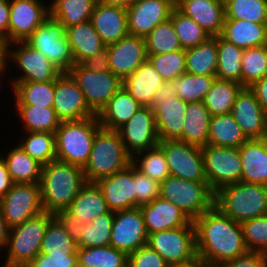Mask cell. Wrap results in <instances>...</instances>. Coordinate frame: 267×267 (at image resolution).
I'll use <instances>...</instances> for the list:
<instances>
[{"instance_id":"cell-1","label":"cell","mask_w":267,"mask_h":267,"mask_svg":"<svg viewBox=\"0 0 267 267\" xmlns=\"http://www.w3.org/2000/svg\"><path fill=\"white\" fill-rule=\"evenodd\" d=\"M198 260L209 266L236 259L249 252L241 223H237L213 206L194 221Z\"/></svg>"},{"instance_id":"cell-2","label":"cell","mask_w":267,"mask_h":267,"mask_svg":"<svg viewBox=\"0 0 267 267\" xmlns=\"http://www.w3.org/2000/svg\"><path fill=\"white\" fill-rule=\"evenodd\" d=\"M86 183L79 165L54 160L42 165L40 193L45 212L56 214L67 209Z\"/></svg>"},{"instance_id":"cell-3","label":"cell","mask_w":267,"mask_h":267,"mask_svg":"<svg viewBox=\"0 0 267 267\" xmlns=\"http://www.w3.org/2000/svg\"><path fill=\"white\" fill-rule=\"evenodd\" d=\"M214 206L237 223L267 214V185L238 182L215 192Z\"/></svg>"},{"instance_id":"cell-4","label":"cell","mask_w":267,"mask_h":267,"mask_svg":"<svg viewBox=\"0 0 267 267\" xmlns=\"http://www.w3.org/2000/svg\"><path fill=\"white\" fill-rule=\"evenodd\" d=\"M132 162L117 130L100 127L94 137L88 162L83 167L86 182L99 179L124 170Z\"/></svg>"},{"instance_id":"cell-5","label":"cell","mask_w":267,"mask_h":267,"mask_svg":"<svg viewBox=\"0 0 267 267\" xmlns=\"http://www.w3.org/2000/svg\"><path fill=\"white\" fill-rule=\"evenodd\" d=\"M100 127L97 116L60 122L55 132L56 160L83 168L88 162L94 137Z\"/></svg>"},{"instance_id":"cell-6","label":"cell","mask_w":267,"mask_h":267,"mask_svg":"<svg viewBox=\"0 0 267 267\" xmlns=\"http://www.w3.org/2000/svg\"><path fill=\"white\" fill-rule=\"evenodd\" d=\"M55 216L43 211L10 228L4 267H26L39 253L49 221Z\"/></svg>"},{"instance_id":"cell-7","label":"cell","mask_w":267,"mask_h":267,"mask_svg":"<svg viewBox=\"0 0 267 267\" xmlns=\"http://www.w3.org/2000/svg\"><path fill=\"white\" fill-rule=\"evenodd\" d=\"M159 196L175 204L194 221L214 206L215 193L208 182H195L169 175L160 183Z\"/></svg>"},{"instance_id":"cell-8","label":"cell","mask_w":267,"mask_h":267,"mask_svg":"<svg viewBox=\"0 0 267 267\" xmlns=\"http://www.w3.org/2000/svg\"><path fill=\"white\" fill-rule=\"evenodd\" d=\"M147 245L170 267H182L198 260L193 221L188 226L149 234Z\"/></svg>"},{"instance_id":"cell-9","label":"cell","mask_w":267,"mask_h":267,"mask_svg":"<svg viewBox=\"0 0 267 267\" xmlns=\"http://www.w3.org/2000/svg\"><path fill=\"white\" fill-rule=\"evenodd\" d=\"M25 42L46 56L62 73H67L75 64L70 44L65 36V27L51 15Z\"/></svg>"},{"instance_id":"cell-10","label":"cell","mask_w":267,"mask_h":267,"mask_svg":"<svg viewBox=\"0 0 267 267\" xmlns=\"http://www.w3.org/2000/svg\"><path fill=\"white\" fill-rule=\"evenodd\" d=\"M201 150L205 177L214 193L226 185L241 181L242 164L239 148L207 144Z\"/></svg>"},{"instance_id":"cell-11","label":"cell","mask_w":267,"mask_h":267,"mask_svg":"<svg viewBox=\"0 0 267 267\" xmlns=\"http://www.w3.org/2000/svg\"><path fill=\"white\" fill-rule=\"evenodd\" d=\"M10 61L23 74L17 78L14 77L12 82L55 81L62 73L46 56L25 41L6 45V67H9Z\"/></svg>"},{"instance_id":"cell-12","label":"cell","mask_w":267,"mask_h":267,"mask_svg":"<svg viewBox=\"0 0 267 267\" xmlns=\"http://www.w3.org/2000/svg\"><path fill=\"white\" fill-rule=\"evenodd\" d=\"M67 73L76 82L89 108L96 115L122 86V81L110 70L93 71L81 64H74Z\"/></svg>"},{"instance_id":"cell-13","label":"cell","mask_w":267,"mask_h":267,"mask_svg":"<svg viewBox=\"0 0 267 267\" xmlns=\"http://www.w3.org/2000/svg\"><path fill=\"white\" fill-rule=\"evenodd\" d=\"M0 210L9 228L42 213L40 183H14L0 199Z\"/></svg>"},{"instance_id":"cell-14","label":"cell","mask_w":267,"mask_h":267,"mask_svg":"<svg viewBox=\"0 0 267 267\" xmlns=\"http://www.w3.org/2000/svg\"><path fill=\"white\" fill-rule=\"evenodd\" d=\"M171 176L195 182H207L201 147L180 140L159 141Z\"/></svg>"},{"instance_id":"cell-15","label":"cell","mask_w":267,"mask_h":267,"mask_svg":"<svg viewBox=\"0 0 267 267\" xmlns=\"http://www.w3.org/2000/svg\"><path fill=\"white\" fill-rule=\"evenodd\" d=\"M117 132L131 156L159 144L154 110L149 106L140 107Z\"/></svg>"},{"instance_id":"cell-16","label":"cell","mask_w":267,"mask_h":267,"mask_svg":"<svg viewBox=\"0 0 267 267\" xmlns=\"http://www.w3.org/2000/svg\"><path fill=\"white\" fill-rule=\"evenodd\" d=\"M148 235L139 207L114 212L110 245L127 255L146 246Z\"/></svg>"},{"instance_id":"cell-17","label":"cell","mask_w":267,"mask_h":267,"mask_svg":"<svg viewBox=\"0 0 267 267\" xmlns=\"http://www.w3.org/2000/svg\"><path fill=\"white\" fill-rule=\"evenodd\" d=\"M9 8L8 44L25 41L50 15L41 0H9Z\"/></svg>"},{"instance_id":"cell-18","label":"cell","mask_w":267,"mask_h":267,"mask_svg":"<svg viewBox=\"0 0 267 267\" xmlns=\"http://www.w3.org/2000/svg\"><path fill=\"white\" fill-rule=\"evenodd\" d=\"M52 107L61 122L96 116L86 103L82 91L68 73H61L54 81Z\"/></svg>"},{"instance_id":"cell-19","label":"cell","mask_w":267,"mask_h":267,"mask_svg":"<svg viewBox=\"0 0 267 267\" xmlns=\"http://www.w3.org/2000/svg\"><path fill=\"white\" fill-rule=\"evenodd\" d=\"M175 0H136L127 8L129 35L145 38L158 24L170 19Z\"/></svg>"},{"instance_id":"cell-20","label":"cell","mask_w":267,"mask_h":267,"mask_svg":"<svg viewBox=\"0 0 267 267\" xmlns=\"http://www.w3.org/2000/svg\"><path fill=\"white\" fill-rule=\"evenodd\" d=\"M109 70L121 81L125 80L138 67L148 60L145 39L127 35L118 42L106 45Z\"/></svg>"},{"instance_id":"cell-21","label":"cell","mask_w":267,"mask_h":267,"mask_svg":"<svg viewBox=\"0 0 267 267\" xmlns=\"http://www.w3.org/2000/svg\"><path fill=\"white\" fill-rule=\"evenodd\" d=\"M231 114L248 139L267 138V113L249 87L237 94Z\"/></svg>"},{"instance_id":"cell-22","label":"cell","mask_w":267,"mask_h":267,"mask_svg":"<svg viewBox=\"0 0 267 267\" xmlns=\"http://www.w3.org/2000/svg\"><path fill=\"white\" fill-rule=\"evenodd\" d=\"M107 208L112 212L136 208L135 167L130 164L124 170L99 179Z\"/></svg>"},{"instance_id":"cell-23","label":"cell","mask_w":267,"mask_h":267,"mask_svg":"<svg viewBox=\"0 0 267 267\" xmlns=\"http://www.w3.org/2000/svg\"><path fill=\"white\" fill-rule=\"evenodd\" d=\"M150 107L154 110L159 141H182L187 103L176 95L174 97L153 98Z\"/></svg>"},{"instance_id":"cell-24","label":"cell","mask_w":267,"mask_h":267,"mask_svg":"<svg viewBox=\"0 0 267 267\" xmlns=\"http://www.w3.org/2000/svg\"><path fill=\"white\" fill-rule=\"evenodd\" d=\"M139 208L143 215L147 235L188 226L192 222L180 208L160 196Z\"/></svg>"},{"instance_id":"cell-25","label":"cell","mask_w":267,"mask_h":267,"mask_svg":"<svg viewBox=\"0 0 267 267\" xmlns=\"http://www.w3.org/2000/svg\"><path fill=\"white\" fill-rule=\"evenodd\" d=\"M90 21L106 45L118 42L129 35L126 8L108 5L98 0Z\"/></svg>"},{"instance_id":"cell-26","label":"cell","mask_w":267,"mask_h":267,"mask_svg":"<svg viewBox=\"0 0 267 267\" xmlns=\"http://www.w3.org/2000/svg\"><path fill=\"white\" fill-rule=\"evenodd\" d=\"M175 7L210 36L220 35L225 21L224 0H176Z\"/></svg>"},{"instance_id":"cell-27","label":"cell","mask_w":267,"mask_h":267,"mask_svg":"<svg viewBox=\"0 0 267 267\" xmlns=\"http://www.w3.org/2000/svg\"><path fill=\"white\" fill-rule=\"evenodd\" d=\"M241 182L267 185V138L248 139L239 147Z\"/></svg>"},{"instance_id":"cell-28","label":"cell","mask_w":267,"mask_h":267,"mask_svg":"<svg viewBox=\"0 0 267 267\" xmlns=\"http://www.w3.org/2000/svg\"><path fill=\"white\" fill-rule=\"evenodd\" d=\"M164 82L161 75L147 60L122 81V86L140 105L150 107L155 93Z\"/></svg>"},{"instance_id":"cell-29","label":"cell","mask_w":267,"mask_h":267,"mask_svg":"<svg viewBox=\"0 0 267 267\" xmlns=\"http://www.w3.org/2000/svg\"><path fill=\"white\" fill-rule=\"evenodd\" d=\"M220 36L244 49L267 45V24L225 19Z\"/></svg>"},{"instance_id":"cell-30","label":"cell","mask_w":267,"mask_h":267,"mask_svg":"<svg viewBox=\"0 0 267 267\" xmlns=\"http://www.w3.org/2000/svg\"><path fill=\"white\" fill-rule=\"evenodd\" d=\"M65 36L70 44L75 64H81L106 48V44L101 40L90 20L67 27Z\"/></svg>"},{"instance_id":"cell-31","label":"cell","mask_w":267,"mask_h":267,"mask_svg":"<svg viewBox=\"0 0 267 267\" xmlns=\"http://www.w3.org/2000/svg\"><path fill=\"white\" fill-rule=\"evenodd\" d=\"M142 107L129 93L121 88L109 99L96 115L101 127L117 130Z\"/></svg>"},{"instance_id":"cell-32","label":"cell","mask_w":267,"mask_h":267,"mask_svg":"<svg viewBox=\"0 0 267 267\" xmlns=\"http://www.w3.org/2000/svg\"><path fill=\"white\" fill-rule=\"evenodd\" d=\"M67 210L83 224L109 211L102 190L96 182H86Z\"/></svg>"},{"instance_id":"cell-33","label":"cell","mask_w":267,"mask_h":267,"mask_svg":"<svg viewBox=\"0 0 267 267\" xmlns=\"http://www.w3.org/2000/svg\"><path fill=\"white\" fill-rule=\"evenodd\" d=\"M211 115L203 101L187 103L182 141L198 147L208 144Z\"/></svg>"},{"instance_id":"cell-34","label":"cell","mask_w":267,"mask_h":267,"mask_svg":"<svg viewBox=\"0 0 267 267\" xmlns=\"http://www.w3.org/2000/svg\"><path fill=\"white\" fill-rule=\"evenodd\" d=\"M248 140L231 113L211 116L208 144L226 148H239Z\"/></svg>"},{"instance_id":"cell-35","label":"cell","mask_w":267,"mask_h":267,"mask_svg":"<svg viewBox=\"0 0 267 267\" xmlns=\"http://www.w3.org/2000/svg\"><path fill=\"white\" fill-rule=\"evenodd\" d=\"M217 36H211L199 45L185 49L186 73L216 75Z\"/></svg>"},{"instance_id":"cell-36","label":"cell","mask_w":267,"mask_h":267,"mask_svg":"<svg viewBox=\"0 0 267 267\" xmlns=\"http://www.w3.org/2000/svg\"><path fill=\"white\" fill-rule=\"evenodd\" d=\"M2 159L14 183H40L42 164L24 152L17 144ZM6 156V157H5Z\"/></svg>"},{"instance_id":"cell-37","label":"cell","mask_w":267,"mask_h":267,"mask_svg":"<svg viewBox=\"0 0 267 267\" xmlns=\"http://www.w3.org/2000/svg\"><path fill=\"white\" fill-rule=\"evenodd\" d=\"M22 119L23 130L26 132H49L55 133L60 125L53 107H44L40 105H14L13 106Z\"/></svg>"},{"instance_id":"cell-38","label":"cell","mask_w":267,"mask_h":267,"mask_svg":"<svg viewBox=\"0 0 267 267\" xmlns=\"http://www.w3.org/2000/svg\"><path fill=\"white\" fill-rule=\"evenodd\" d=\"M98 0H53L47 6L50 15L65 27L87 22L91 19Z\"/></svg>"},{"instance_id":"cell-39","label":"cell","mask_w":267,"mask_h":267,"mask_svg":"<svg viewBox=\"0 0 267 267\" xmlns=\"http://www.w3.org/2000/svg\"><path fill=\"white\" fill-rule=\"evenodd\" d=\"M217 70L216 78L233 81L242 85L243 49L217 35Z\"/></svg>"},{"instance_id":"cell-40","label":"cell","mask_w":267,"mask_h":267,"mask_svg":"<svg viewBox=\"0 0 267 267\" xmlns=\"http://www.w3.org/2000/svg\"><path fill=\"white\" fill-rule=\"evenodd\" d=\"M243 86L237 82L215 79L203 102L211 116L229 114Z\"/></svg>"},{"instance_id":"cell-41","label":"cell","mask_w":267,"mask_h":267,"mask_svg":"<svg viewBox=\"0 0 267 267\" xmlns=\"http://www.w3.org/2000/svg\"><path fill=\"white\" fill-rule=\"evenodd\" d=\"M15 103L13 105H40L52 107L54 103V81L12 82Z\"/></svg>"},{"instance_id":"cell-42","label":"cell","mask_w":267,"mask_h":267,"mask_svg":"<svg viewBox=\"0 0 267 267\" xmlns=\"http://www.w3.org/2000/svg\"><path fill=\"white\" fill-rule=\"evenodd\" d=\"M79 267H127L128 255L111 245L77 249Z\"/></svg>"},{"instance_id":"cell-43","label":"cell","mask_w":267,"mask_h":267,"mask_svg":"<svg viewBox=\"0 0 267 267\" xmlns=\"http://www.w3.org/2000/svg\"><path fill=\"white\" fill-rule=\"evenodd\" d=\"M77 243L69 236L63 224L54 216L46 228L40 253L52 255L77 254Z\"/></svg>"},{"instance_id":"cell-44","label":"cell","mask_w":267,"mask_h":267,"mask_svg":"<svg viewBox=\"0 0 267 267\" xmlns=\"http://www.w3.org/2000/svg\"><path fill=\"white\" fill-rule=\"evenodd\" d=\"M131 164L158 183L170 175L164 151L158 145L134 154Z\"/></svg>"},{"instance_id":"cell-45","label":"cell","mask_w":267,"mask_h":267,"mask_svg":"<svg viewBox=\"0 0 267 267\" xmlns=\"http://www.w3.org/2000/svg\"><path fill=\"white\" fill-rule=\"evenodd\" d=\"M25 135L18 143L24 152L42 165L56 160L55 133L37 131Z\"/></svg>"},{"instance_id":"cell-46","label":"cell","mask_w":267,"mask_h":267,"mask_svg":"<svg viewBox=\"0 0 267 267\" xmlns=\"http://www.w3.org/2000/svg\"><path fill=\"white\" fill-rule=\"evenodd\" d=\"M114 212L99 215L90 223L84 224L78 248L105 247L110 245Z\"/></svg>"},{"instance_id":"cell-47","label":"cell","mask_w":267,"mask_h":267,"mask_svg":"<svg viewBox=\"0 0 267 267\" xmlns=\"http://www.w3.org/2000/svg\"><path fill=\"white\" fill-rule=\"evenodd\" d=\"M225 19L267 24V0H224Z\"/></svg>"},{"instance_id":"cell-48","label":"cell","mask_w":267,"mask_h":267,"mask_svg":"<svg viewBox=\"0 0 267 267\" xmlns=\"http://www.w3.org/2000/svg\"><path fill=\"white\" fill-rule=\"evenodd\" d=\"M170 20L180 40L182 49H189L206 41L210 34L197 24L192 18L187 17L176 7L172 10Z\"/></svg>"},{"instance_id":"cell-49","label":"cell","mask_w":267,"mask_h":267,"mask_svg":"<svg viewBox=\"0 0 267 267\" xmlns=\"http://www.w3.org/2000/svg\"><path fill=\"white\" fill-rule=\"evenodd\" d=\"M215 79L216 75L184 73L173 80L178 87L176 95L186 103L203 101Z\"/></svg>"},{"instance_id":"cell-50","label":"cell","mask_w":267,"mask_h":267,"mask_svg":"<svg viewBox=\"0 0 267 267\" xmlns=\"http://www.w3.org/2000/svg\"><path fill=\"white\" fill-rule=\"evenodd\" d=\"M144 39L148 55H158L182 49L170 19L158 24Z\"/></svg>"},{"instance_id":"cell-51","label":"cell","mask_w":267,"mask_h":267,"mask_svg":"<svg viewBox=\"0 0 267 267\" xmlns=\"http://www.w3.org/2000/svg\"><path fill=\"white\" fill-rule=\"evenodd\" d=\"M242 86L250 87L267 75V45L243 50Z\"/></svg>"},{"instance_id":"cell-52","label":"cell","mask_w":267,"mask_h":267,"mask_svg":"<svg viewBox=\"0 0 267 267\" xmlns=\"http://www.w3.org/2000/svg\"><path fill=\"white\" fill-rule=\"evenodd\" d=\"M148 61L164 81H173L186 73L185 49L158 55H148Z\"/></svg>"},{"instance_id":"cell-53","label":"cell","mask_w":267,"mask_h":267,"mask_svg":"<svg viewBox=\"0 0 267 267\" xmlns=\"http://www.w3.org/2000/svg\"><path fill=\"white\" fill-rule=\"evenodd\" d=\"M241 226L248 250L267 254V214L244 221Z\"/></svg>"},{"instance_id":"cell-54","label":"cell","mask_w":267,"mask_h":267,"mask_svg":"<svg viewBox=\"0 0 267 267\" xmlns=\"http://www.w3.org/2000/svg\"><path fill=\"white\" fill-rule=\"evenodd\" d=\"M160 183L135 168L136 207L151 203L159 196Z\"/></svg>"},{"instance_id":"cell-55","label":"cell","mask_w":267,"mask_h":267,"mask_svg":"<svg viewBox=\"0 0 267 267\" xmlns=\"http://www.w3.org/2000/svg\"><path fill=\"white\" fill-rule=\"evenodd\" d=\"M127 267H170L166 261L148 245L128 255Z\"/></svg>"},{"instance_id":"cell-56","label":"cell","mask_w":267,"mask_h":267,"mask_svg":"<svg viewBox=\"0 0 267 267\" xmlns=\"http://www.w3.org/2000/svg\"><path fill=\"white\" fill-rule=\"evenodd\" d=\"M26 267H79L77 254L52 255L39 253Z\"/></svg>"},{"instance_id":"cell-57","label":"cell","mask_w":267,"mask_h":267,"mask_svg":"<svg viewBox=\"0 0 267 267\" xmlns=\"http://www.w3.org/2000/svg\"><path fill=\"white\" fill-rule=\"evenodd\" d=\"M218 267H267V254L249 251L247 254L224 262Z\"/></svg>"},{"instance_id":"cell-58","label":"cell","mask_w":267,"mask_h":267,"mask_svg":"<svg viewBox=\"0 0 267 267\" xmlns=\"http://www.w3.org/2000/svg\"><path fill=\"white\" fill-rule=\"evenodd\" d=\"M55 216L63 224L69 236L78 243L81 240V231L84 229V224L67 209L58 211Z\"/></svg>"},{"instance_id":"cell-59","label":"cell","mask_w":267,"mask_h":267,"mask_svg":"<svg viewBox=\"0 0 267 267\" xmlns=\"http://www.w3.org/2000/svg\"><path fill=\"white\" fill-rule=\"evenodd\" d=\"M87 70L93 71H107L109 70L107 47L97 54L89 57L81 63Z\"/></svg>"},{"instance_id":"cell-60","label":"cell","mask_w":267,"mask_h":267,"mask_svg":"<svg viewBox=\"0 0 267 267\" xmlns=\"http://www.w3.org/2000/svg\"><path fill=\"white\" fill-rule=\"evenodd\" d=\"M9 0H0V37L8 44Z\"/></svg>"},{"instance_id":"cell-61","label":"cell","mask_w":267,"mask_h":267,"mask_svg":"<svg viewBox=\"0 0 267 267\" xmlns=\"http://www.w3.org/2000/svg\"><path fill=\"white\" fill-rule=\"evenodd\" d=\"M249 88L255 93L256 99L267 113V75L256 81Z\"/></svg>"},{"instance_id":"cell-62","label":"cell","mask_w":267,"mask_h":267,"mask_svg":"<svg viewBox=\"0 0 267 267\" xmlns=\"http://www.w3.org/2000/svg\"><path fill=\"white\" fill-rule=\"evenodd\" d=\"M0 154V199L11 189L14 182L8 172L7 165Z\"/></svg>"},{"instance_id":"cell-63","label":"cell","mask_w":267,"mask_h":267,"mask_svg":"<svg viewBox=\"0 0 267 267\" xmlns=\"http://www.w3.org/2000/svg\"><path fill=\"white\" fill-rule=\"evenodd\" d=\"M178 87L174 81H165L155 93L154 98H166L176 96Z\"/></svg>"},{"instance_id":"cell-64","label":"cell","mask_w":267,"mask_h":267,"mask_svg":"<svg viewBox=\"0 0 267 267\" xmlns=\"http://www.w3.org/2000/svg\"><path fill=\"white\" fill-rule=\"evenodd\" d=\"M9 230L7 223L5 222L2 212L0 210V252L7 247Z\"/></svg>"},{"instance_id":"cell-65","label":"cell","mask_w":267,"mask_h":267,"mask_svg":"<svg viewBox=\"0 0 267 267\" xmlns=\"http://www.w3.org/2000/svg\"><path fill=\"white\" fill-rule=\"evenodd\" d=\"M99 1L108 5L120 6L127 9L136 0H99Z\"/></svg>"},{"instance_id":"cell-66","label":"cell","mask_w":267,"mask_h":267,"mask_svg":"<svg viewBox=\"0 0 267 267\" xmlns=\"http://www.w3.org/2000/svg\"><path fill=\"white\" fill-rule=\"evenodd\" d=\"M6 68V44L0 37V71Z\"/></svg>"},{"instance_id":"cell-67","label":"cell","mask_w":267,"mask_h":267,"mask_svg":"<svg viewBox=\"0 0 267 267\" xmlns=\"http://www.w3.org/2000/svg\"><path fill=\"white\" fill-rule=\"evenodd\" d=\"M182 267H210V266L203 261L197 260L189 265H185Z\"/></svg>"},{"instance_id":"cell-68","label":"cell","mask_w":267,"mask_h":267,"mask_svg":"<svg viewBox=\"0 0 267 267\" xmlns=\"http://www.w3.org/2000/svg\"><path fill=\"white\" fill-rule=\"evenodd\" d=\"M6 71H8L7 68H4L3 70L0 71V78H1V79H0V86H2V84H1V83H2V82H1L2 77H1V76L4 75ZM0 91H1V90H0Z\"/></svg>"}]
</instances>
